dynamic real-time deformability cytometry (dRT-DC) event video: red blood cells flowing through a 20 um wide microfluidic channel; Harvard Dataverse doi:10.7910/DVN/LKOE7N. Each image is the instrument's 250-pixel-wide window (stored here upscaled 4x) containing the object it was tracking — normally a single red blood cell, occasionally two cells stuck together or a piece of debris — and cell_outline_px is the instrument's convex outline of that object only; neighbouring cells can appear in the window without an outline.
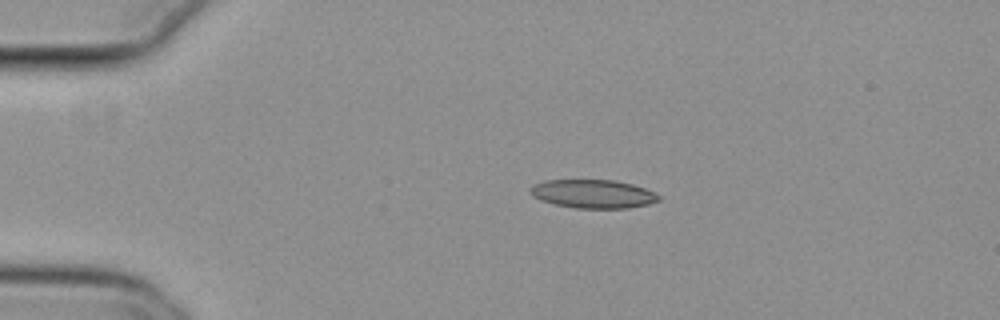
{"species": "common noctule bat (a hibernating species)", "species_latin": "Nyctalus noctula", "temperature_condition": "cold", "stored_images_in_passage": 44, "camera_frame_rate_fps": 3000, "um_per_image_px": 0.085, "animal": {"sex": "female", "body_mass_g": 29.2, "forearm_length_mm": 56.3}, "frame": {"image": 1, "passage_image": 1, "time_ms": 0.0, "image_size_px": [1000, 320], "cell_outline_px": [[660, 200], [648, 204], [628, 208], [576, 208], [556, 204], [540, 200], [532, 196], [532, 184], [544, 180], [612, 180], [632, 184], [644, 188], [660, 196]], "centroid_in_image_um": [50.4, 16.48], "position_along_channel_um": 34.6, "area_um2": 21.15}}
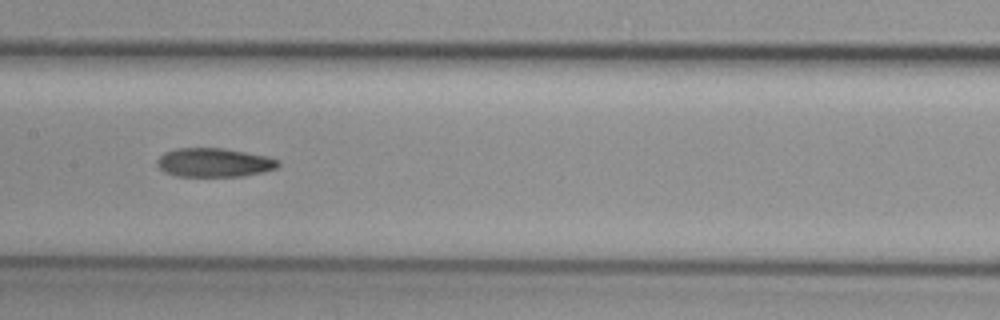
{"frame": {"image": 2, "passage_image": 17, "time_ms": 5.333, "image_size_px": [1000, 320], "cell_outline_px": [[280, 164], [276, 168], [264, 172], [244, 176], [176, 176], [164, 172], [156, 164], [156, 160], [164, 152], [176, 148], [224, 148], [268, 156], [280, 160]], "centroid_in_image_um": [18.21, 13.81], "position_along_channel_um": 189.2, "area_um2": 20.58}}
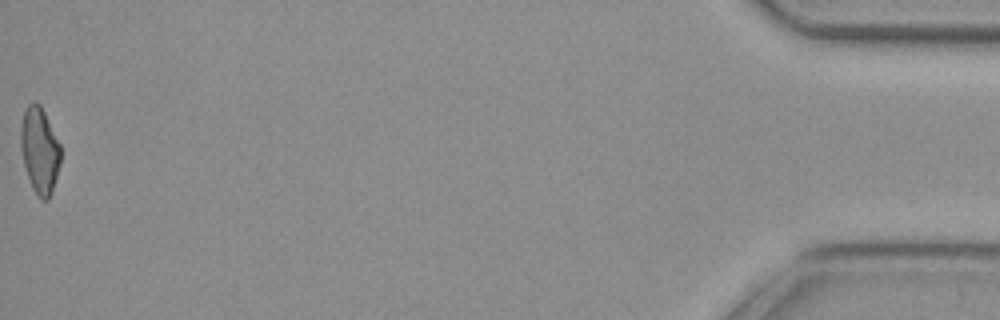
{"frame": {"image": 3, "passage_image": 44, "time_ms": 14.333, "image_size_px": [1000, 320], "cell_outline_px": [[60, 164], [52, 192], [48, 200], [40, 200], [36, 196], [32, 188], [24, 164], [20, 148], [20, 124], [24, 112], [28, 104], [36, 100], [40, 104], [60, 144]], "centroid_in_image_um": [3.35, 12.79], "position_along_channel_um": 431.8, "area_um2": 20.17}, "authors_computed_cell_mechanics": {"area_um2": 20.9236, "velocity_mm_per_s": 3.8044, "shape_relaxation_time_tau1_ms": null, "shape_relaxation_time_tau2_ms": 7.0856, "deformation_change_tau1": null, "deformation_change_tau2": 0.1516}}